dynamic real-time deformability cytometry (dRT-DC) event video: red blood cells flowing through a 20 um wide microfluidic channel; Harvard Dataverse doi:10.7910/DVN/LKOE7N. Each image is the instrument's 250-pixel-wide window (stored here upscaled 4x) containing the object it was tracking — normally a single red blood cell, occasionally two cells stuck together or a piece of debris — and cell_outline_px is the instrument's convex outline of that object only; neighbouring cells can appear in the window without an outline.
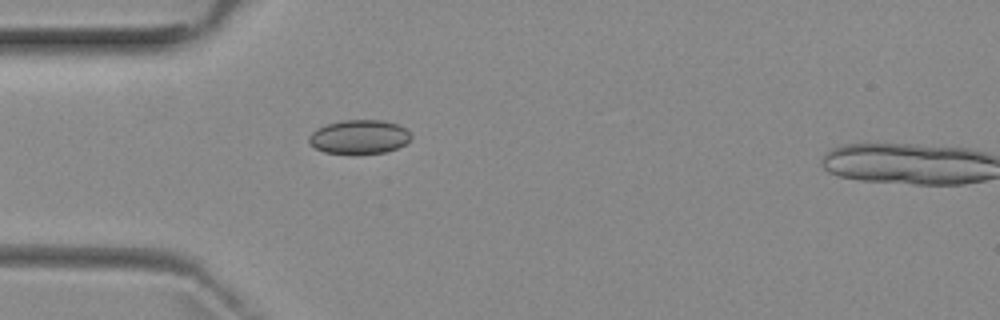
{"species": "common noctule bat (a hibernating species)", "species_latin": "Nyctalus noctula", "temperature_condition": "room temperature", "stored_images_in_passage": 2, "camera_frame_rate_fps": 3000, "um_per_image_px": 0.085, "animal": {"sex": "female", "body_mass_g": 29.2, "forearm_length_mm": 56.3}, "frame": {"image": 1, "passage_image": 1, "time_ms": 0.0, "image_size_px": [1000, 320], "cell_outline_px": [[412, 136], [404, 144], [396, 148], [384, 152], [352, 156], [324, 152], [316, 148], [308, 140], [308, 136], [316, 128], [328, 124], [344, 120], [384, 120], [396, 124], [404, 128]], "centroid_in_image_um": [30.5, 11.66], "position_along_channel_um": 54.5, "area_um2": 20.46}}